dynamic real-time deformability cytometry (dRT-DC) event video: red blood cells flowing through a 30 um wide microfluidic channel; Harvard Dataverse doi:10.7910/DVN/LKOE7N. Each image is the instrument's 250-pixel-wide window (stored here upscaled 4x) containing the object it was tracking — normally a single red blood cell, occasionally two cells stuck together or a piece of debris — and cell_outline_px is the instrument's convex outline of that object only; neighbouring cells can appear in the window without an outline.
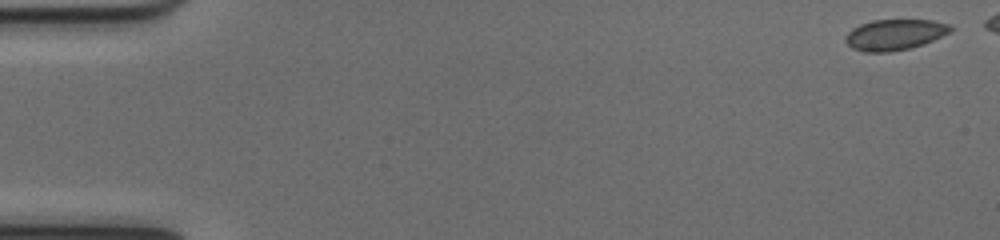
{"species": "common noctule bat (a hibernating species)", "species_latin": "Nyctalus noctula", "temperature_condition": "cold", "stored_images_in_passage": 46, "camera_frame_rate_fps": 3000, "um_per_image_px": 0.085, "animal": {"sex": "female", "body_mass_g": 17.0, "forearm_length_mm": 48.0}, "frame": {"image": 1, "passage_image": 1, "time_ms": 0.0, "image_size_px": [1000, 240], "cell_outline_px": [[952, 28], [948, 32], [924, 44], [908, 48], [888, 52], [864, 52], [852, 48], [844, 40], [848, 32], [852, 28], [860, 24], [872, 20], [932, 20], [948, 24]], "centroid_in_image_um": [75.99, 2.94], "position_along_channel_um": 9.0, "area_um2": 18.61}}
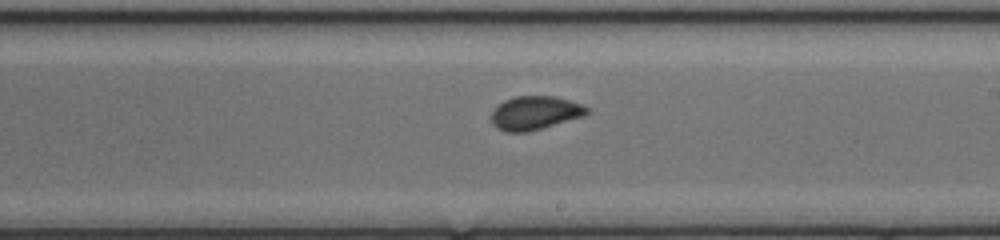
{"frame": {"image": 2, "passage_image": 30, "time_ms": 9.667, "image_size_px": [1000, 240], "cell_outline_px": [[588, 112], [584, 116], [528, 132], [508, 132], [496, 128], [492, 124], [492, 112], [504, 100], [516, 96], [552, 96], [568, 100], [580, 104], [588, 108]], "centroid_in_image_um": [45.45, 9.61], "position_along_channel_um": 243.5, "area_um2": 18.5}}
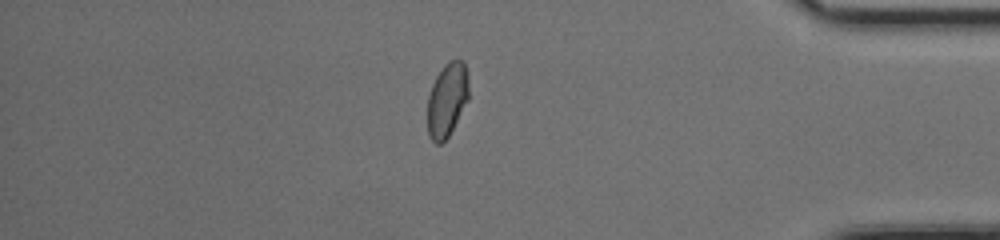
{"frame": {"image": 3, "passage_image": 44, "time_ms": 14.333, "image_size_px": [1000, 240], "cell_outline_px": [[468, 100], [448, 136], [440, 144], [436, 144], [428, 136], [428, 96], [432, 84], [436, 76], [444, 64], [448, 60], [464, 60], [468, 76]], "centroid_in_image_um": [38.0, 8.45], "position_along_channel_um": 397.2, "area_um2": 17.74}}